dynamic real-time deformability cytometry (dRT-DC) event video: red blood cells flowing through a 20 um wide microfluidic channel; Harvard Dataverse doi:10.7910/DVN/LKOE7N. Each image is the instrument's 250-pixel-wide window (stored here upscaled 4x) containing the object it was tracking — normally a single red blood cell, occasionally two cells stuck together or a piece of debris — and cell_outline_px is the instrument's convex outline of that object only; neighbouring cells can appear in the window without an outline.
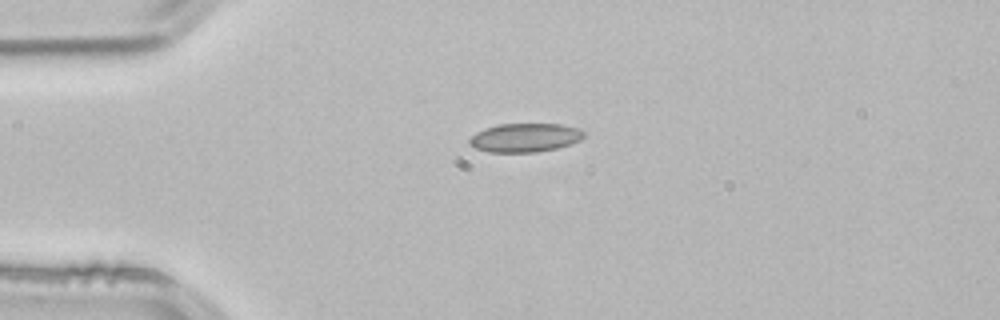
{"species": "common noctule bat (a hibernating species)", "species_latin": "Nyctalus noctula", "temperature_condition": "room temperature", "stored_images_in_passage": 3, "camera_frame_rate_fps": 3000, "um_per_image_px": 0.085, "animal": {"sex": "male", "body_mass_g": 21.5, "forearm_length_mm": 52.0}, "frame": {"image": 1, "passage_image": 3, "time_ms": 0.667, "image_size_px": [1000, 320], "cell_outline_px": [[584, 136], [580, 140], [556, 148], [536, 152], [488, 152], [476, 148], [468, 144], [468, 140], [476, 132], [484, 128], [500, 124], [560, 124], [580, 128], [584, 132]], "centroid_in_image_um": [44.6, 11.69], "position_along_channel_um": 40.4, "area_um2": 19.13}}